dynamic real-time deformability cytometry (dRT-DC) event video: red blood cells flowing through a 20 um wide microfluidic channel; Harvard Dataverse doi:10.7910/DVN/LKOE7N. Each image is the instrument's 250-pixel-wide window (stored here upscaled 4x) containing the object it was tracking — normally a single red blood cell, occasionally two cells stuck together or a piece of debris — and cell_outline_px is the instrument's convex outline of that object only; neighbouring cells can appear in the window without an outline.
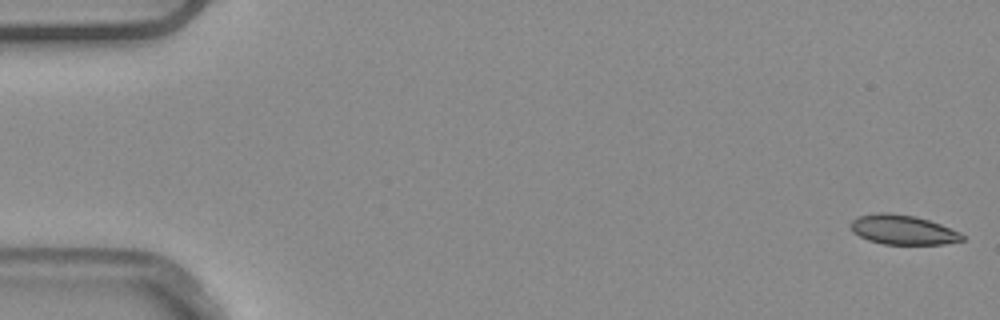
{"species": "common noctule bat (a hibernating species)", "species_latin": "Nyctalus noctula", "temperature_condition": "warm", "stored_images_in_passage": 6, "segment_of_instrument_passage": [1, 2], "camera_frame_rate_fps": 3000, "um_per_image_px": 0.085, "animal": {"sex": "male", "body_mass_g": 20.4}, "frame": {"image": 1, "passage_image": 1, "time_ms": 0.0, "image_size_px": [1000, 320], "cell_outline_px": [[964, 240], [944, 244], [884, 244], [868, 240], [852, 232], [848, 224], [852, 220], [860, 216], [876, 212], [888, 212], [916, 216], [940, 224], [960, 232], [964, 236]], "centroid_in_image_um": [76.71, 19.52], "position_along_channel_um": 8.3, "area_um2": 19.31}}
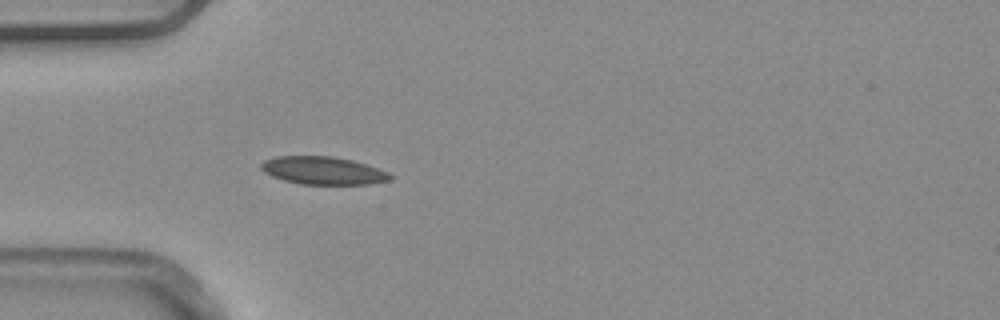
{"frame": {"image": 2, "passage_image": 5, "time_ms": 1.333, "image_size_px": [1000, 320], "cell_outline_px": [[392, 180], [368, 184], [300, 184], [284, 180], [272, 176], [264, 172], [260, 168], [260, 164], [264, 160], [276, 156], [332, 156], [352, 160], [388, 172], [392, 176]], "centroid_in_image_um": [27.43, 14.5], "position_along_channel_um": 57.6, "area_um2": 20.87}}